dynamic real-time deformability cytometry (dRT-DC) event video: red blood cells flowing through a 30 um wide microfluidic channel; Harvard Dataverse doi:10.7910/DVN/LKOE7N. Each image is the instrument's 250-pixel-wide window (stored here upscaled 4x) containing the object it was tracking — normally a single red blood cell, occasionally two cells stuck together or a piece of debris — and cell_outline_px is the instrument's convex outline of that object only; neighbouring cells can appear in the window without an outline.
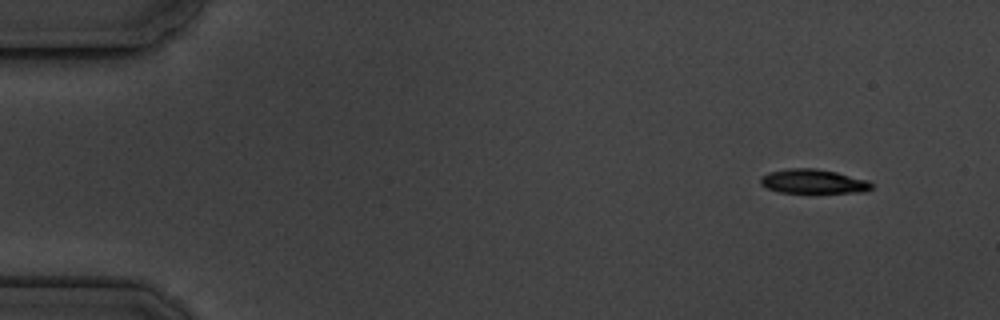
{"species": "common noctule bat (a hibernating species)", "species_latin": "Nyctalus noctula", "temperature_condition": "cold", "stored_images_in_passage": 11, "camera_frame_rate_fps": 3000, "um_per_image_px": 0.085, "animal": {"sex": "male", "body_mass_g": 19.5, "forearm_length_mm": 54.6}, "frame": {"image": 1, "passage_image": 1, "time_ms": 0.0, "image_size_px": [1000, 320], "cell_outline_px": [[876, 184], [872, 188], [864, 192], [780, 192], [768, 188], [760, 184], [760, 176], [768, 172], [788, 168], [816, 168], [836, 172], [868, 180]], "centroid_in_image_um": [69.14, 15.41], "position_along_channel_um": 15.9, "area_um2": 15.72}}
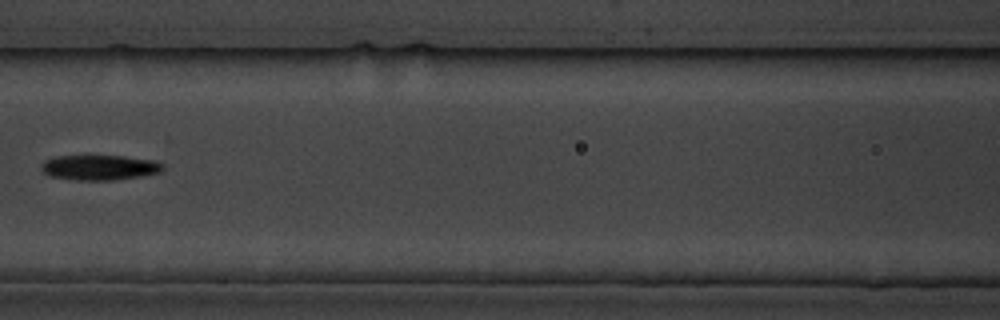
{"frame": {"image": 2, "passage_image": 7, "time_ms": 7.0, "image_size_px": [1000, 320], "cell_outline_px": [[164, 168], [160, 172], [116, 180], [72, 180], [48, 176], [40, 168], [44, 160], [52, 156], [124, 156], [152, 160], [164, 164]], "centroid_in_image_um": [8.41, 14.24], "position_along_channel_um": 158.2, "area_um2": 17.86}}
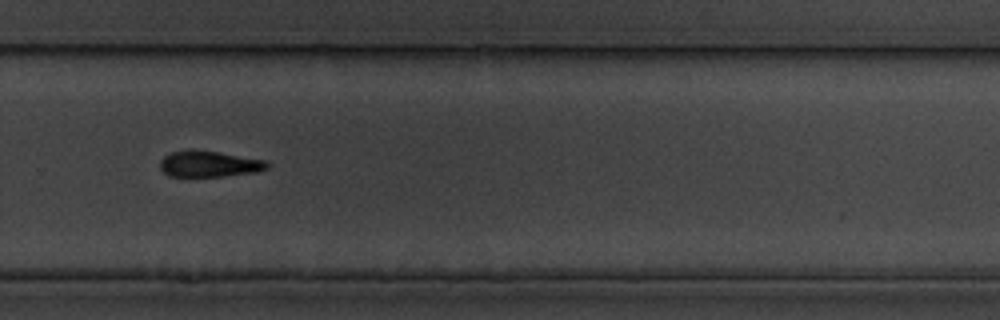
{"frame": {"image": 3, "passage_image": 11, "time_ms": 11.333, "image_size_px": [1000, 320], "cell_outline_px": [[268, 168], [256, 172], [224, 176], [168, 176], [160, 168], [160, 160], [164, 156], [172, 152], [188, 148], [192, 148], [220, 152], [268, 160]], "centroid_in_image_um": [17.77, 13.91], "position_along_channel_um": 312.0, "area_um2": 16.59}}